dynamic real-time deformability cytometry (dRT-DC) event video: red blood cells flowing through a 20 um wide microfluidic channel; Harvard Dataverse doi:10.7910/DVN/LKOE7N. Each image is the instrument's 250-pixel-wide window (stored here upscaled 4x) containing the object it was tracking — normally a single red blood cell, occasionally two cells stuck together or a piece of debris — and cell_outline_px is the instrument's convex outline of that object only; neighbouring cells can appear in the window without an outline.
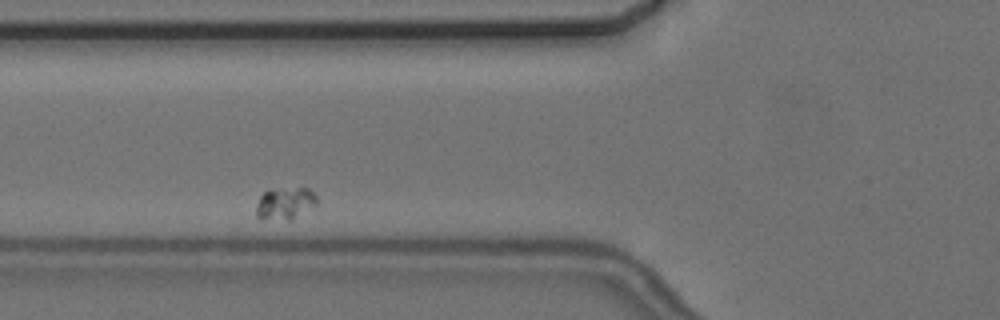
{"species": "common noctule bat (a hibernating species)", "species_latin": "Nyctalus noctula", "temperature_condition": "cold", "stored_images_in_passage": 3, "camera_frame_rate_fps": 3000, "um_per_image_px": 0.085, "animal": {"sex": "female", "body_mass_g": 24.6, "forearm_length_mm": 56.2}, "frame": {"image": 1, "passage_image": 2, "time_ms": 1.333, "image_size_px": [1000, 320], "cell_outline_px": [[320, 200], [316, 204], [288, 220], [260, 220], [256, 216], [256, 208], [260, 196], [264, 192], [296, 188], [308, 188]], "centroid_in_image_um": [24.21, 17.32], "position_along_channel_um": 101.6, "area_um2": 11.04}}